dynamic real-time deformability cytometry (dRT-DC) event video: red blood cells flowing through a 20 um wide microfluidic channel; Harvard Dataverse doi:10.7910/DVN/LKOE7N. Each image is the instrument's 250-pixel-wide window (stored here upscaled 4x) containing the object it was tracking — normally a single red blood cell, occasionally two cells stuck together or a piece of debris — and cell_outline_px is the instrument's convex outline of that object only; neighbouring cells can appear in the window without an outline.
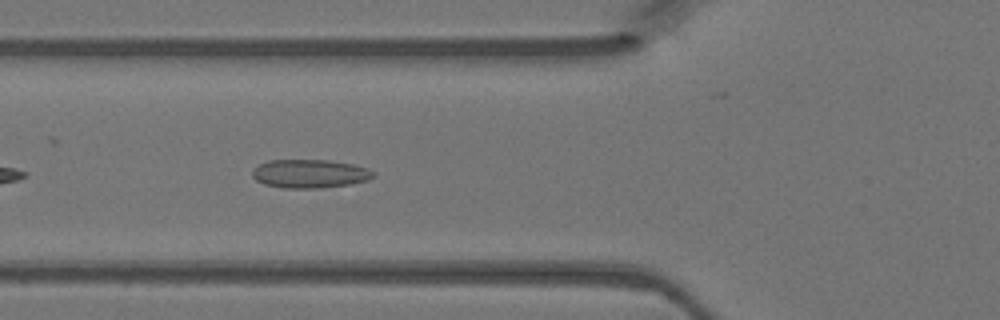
{"species": "Egyptian fruit bat (a non-hibernating species)", "species_latin": "Rousettus aegyptiacus", "temperature_condition": "warm", "stored_images_in_passage": 26, "camera_frame_rate_fps": 3000, "um_per_image_px": 0.085, "animal": {"sex": "female"}, "frame": {"image": 1, "passage_image": 5, "time_ms": 1.333, "image_size_px": [1000, 320], "cell_outline_px": [[376, 176], [368, 180], [352, 184], [320, 188], [284, 188], [264, 184], [256, 180], [252, 176], [252, 168], [268, 160], [328, 160], [352, 164], [368, 168], [376, 172]], "centroid_in_image_um": [26.35, 14.76], "position_along_channel_um": 99.4, "area_um2": 20.35}}
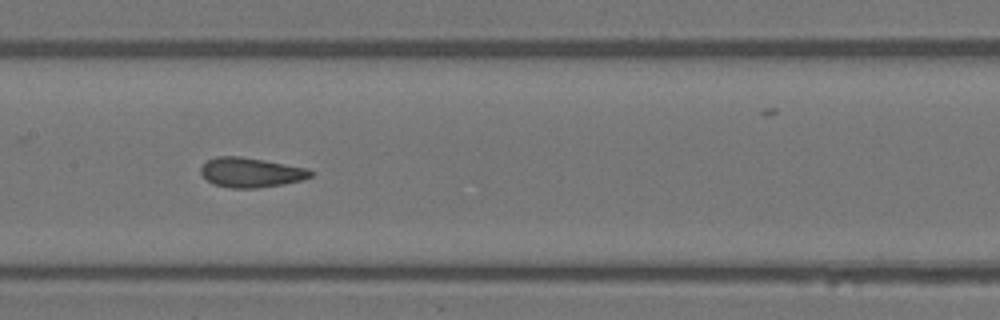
{"frame": {"image": 2, "passage_image": 11, "time_ms": 3.333, "image_size_px": [1000, 320], "cell_outline_px": [[312, 176], [300, 180], [284, 184], [256, 188], [232, 188], [212, 184], [200, 172], [200, 168], [208, 160], [216, 156], [240, 156], [264, 160], [308, 168], [312, 172]], "centroid_in_image_um": [21.31, 14.66], "position_along_channel_um": 186.1, "area_um2": 18.9}}
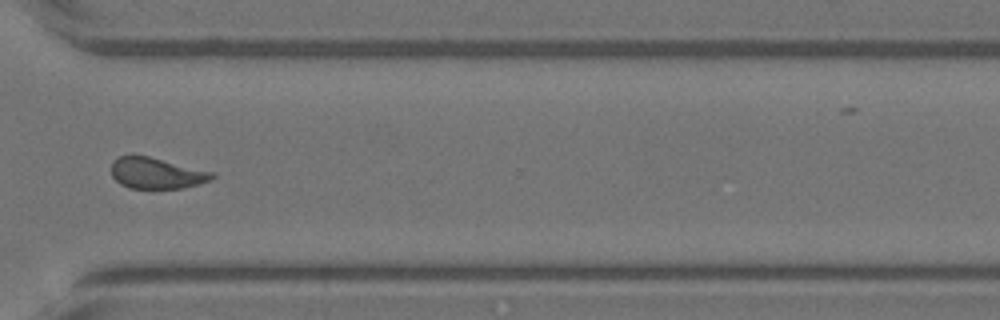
{"frame": {"image": 3, "passage_image": 23, "time_ms": 7.333, "image_size_px": [1000, 320], "cell_outline_px": [[216, 176], [212, 180], [184, 188], [128, 188], [120, 184], [112, 176], [112, 160], [120, 156], [148, 156], [216, 172]], "centroid_in_image_um": [13.35, 14.72], "position_along_channel_um": 357.3, "area_um2": 18.32}}